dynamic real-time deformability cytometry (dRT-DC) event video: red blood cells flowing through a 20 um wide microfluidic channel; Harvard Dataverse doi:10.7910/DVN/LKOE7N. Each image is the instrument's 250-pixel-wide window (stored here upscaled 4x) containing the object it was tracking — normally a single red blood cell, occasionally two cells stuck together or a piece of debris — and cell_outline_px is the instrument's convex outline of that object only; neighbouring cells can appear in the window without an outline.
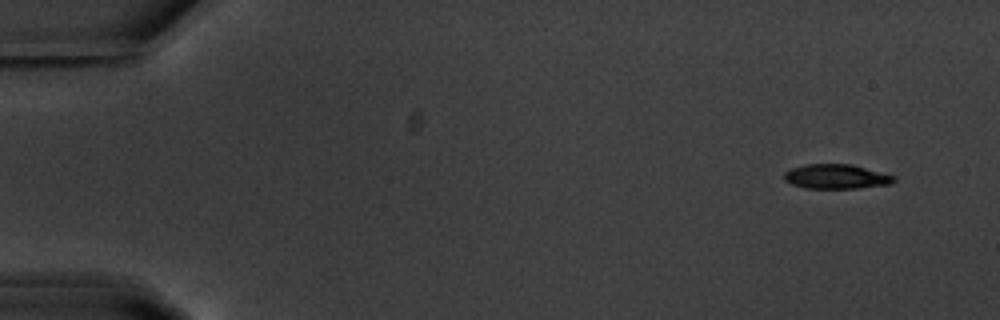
{"species": "common noctule bat (a hibernating species)", "species_latin": "Nyctalus noctula", "temperature_condition": "warm", "stored_images_in_passage": 14, "camera_frame_rate_fps": 3000, "um_per_image_px": 0.085, "animal": {"sex": "male", "body_mass_g": 20.1, "forearm_length_mm": 53.5}, "frame": {"image": 1, "passage_image": 1, "time_ms": 0.0, "image_size_px": [1000, 320], "cell_outline_px": [[896, 180], [892, 184], [860, 188], [804, 188], [792, 184], [784, 180], [784, 172], [792, 168], [804, 164], [852, 164], [896, 176]], "centroid_in_image_um": [71.1, 15.01], "position_along_channel_um": 13.9, "area_um2": 15.84}}
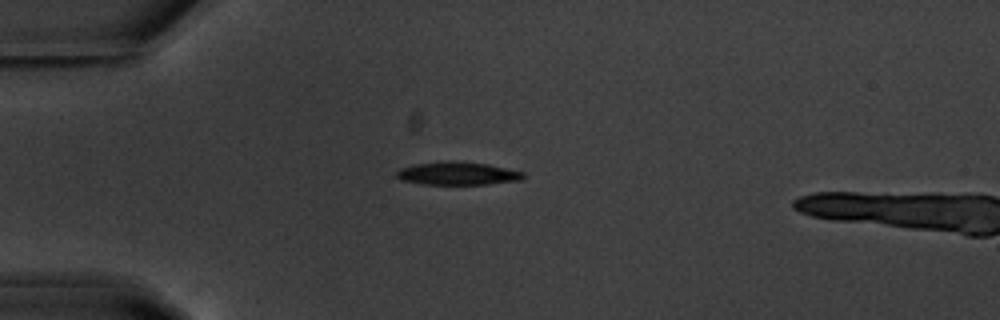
{"frame": {"image": 2, "passage_image": 12, "time_ms": 3.667, "image_size_px": [1000, 320], "cell_outline_px": [[524, 176], [520, 180], [488, 184], [424, 184], [400, 180], [396, 176], [396, 172], [400, 168], [412, 164], [488, 164], [524, 172]], "centroid_in_image_um": [38.9, 14.79], "position_along_channel_um": 46.1, "area_um2": 15.95}}